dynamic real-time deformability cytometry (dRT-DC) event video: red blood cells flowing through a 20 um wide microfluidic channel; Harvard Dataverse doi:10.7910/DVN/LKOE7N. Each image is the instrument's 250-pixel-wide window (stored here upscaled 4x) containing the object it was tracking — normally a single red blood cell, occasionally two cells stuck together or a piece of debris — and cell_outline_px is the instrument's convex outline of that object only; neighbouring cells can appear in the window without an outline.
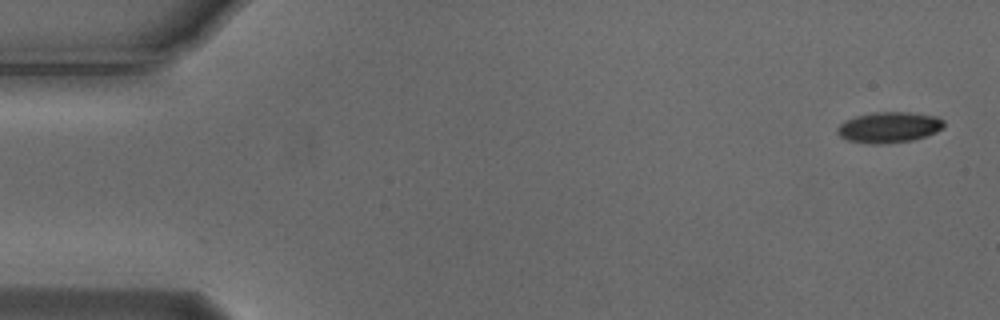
{"species": "Egyptian fruit bat (a non-hibernating species)", "species_latin": "Rousettus aegyptiacus", "temperature_condition": "cold", "stored_images_in_passage": 5, "camera_frame_rate_fps": 3000, "um_per_image_px": 0.085, "animal": {"sex": "male"}, "frame": {"image": 1, "passage_image": 1, "time_ms": 0.0, "image_size_px": [1000, 320], "cell_outline_px": [[944, 128], [936, 132], [912, 140], [880, 144], [868, 144], [848, 140], [840, 136], [836, 132], [836, 128], [844, 120], [856, 116], [872, 112], [912, 112], [936, 116], [944, 120]], "centroid_in_image_um": [75.55, 10.81], "position_along_channel_um": 9.4, "area_um2": 19.25}}
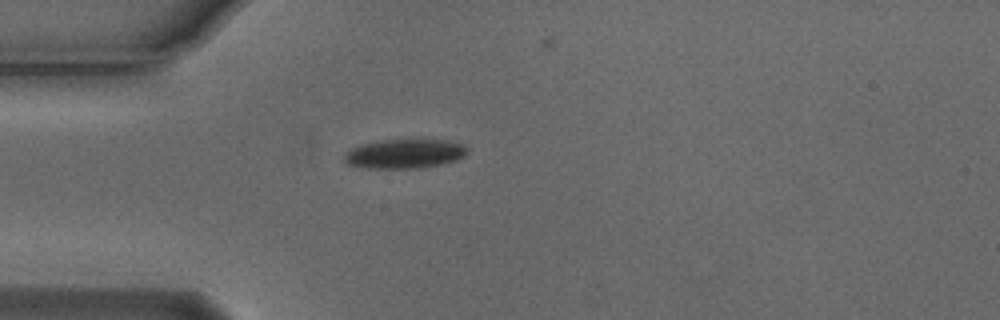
{"frame": {"image": 2, "passage_image": 4, "time_ms": 1.0, "image_size_px": [1000, 320], "cell_outline_px": [[468, 152], [464, 156], [456, 160], [440, 164], [420, 168], [368, 168], [348, 164], [344, 160], [344, 156], [352, 148], [360, 144], [380, 140], [416, 136], [448, 140], [464, 144], [468, 148]], "centroid_in_image_um": [34.46, 13.0], "position_along_channel_um": 50.5, "area_um2": 21.91}}